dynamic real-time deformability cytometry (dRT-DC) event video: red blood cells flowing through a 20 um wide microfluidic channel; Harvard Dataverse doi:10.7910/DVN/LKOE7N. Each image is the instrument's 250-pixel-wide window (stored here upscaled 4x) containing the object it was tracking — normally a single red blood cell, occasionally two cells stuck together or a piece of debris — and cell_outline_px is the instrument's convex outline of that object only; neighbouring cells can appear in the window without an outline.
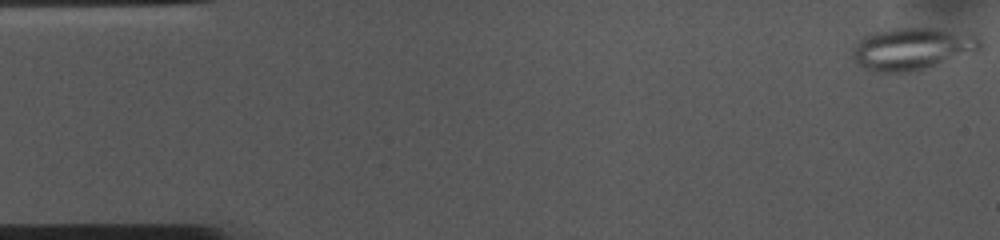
{"species": "common noctule bat (a hibernating species)", "species_latin": "Nyctalus noctula", "temperature_condition": "cold", "stored_images_in_passage": 53, "camera_frame_rate_fps": 3000, "um_per_image_px": 0.085, "animal": {"sex": "female", "body_mass_g": 10.0, "forearm_length_mm": 53.1}, "frame": {"image": 1, "passage_image": 1, "time_ms": 0.0, "image_size_px": [1000, 240], "cell_outline_px": [[984, 48], [980, 52], [932, 68], [916, 72], [872, 72], [864, 68], [852, 56], [852, 48], [864, 36], [872, 32], [888, 28], [940, 28], [980, 32], [984, 44]], "centroid_in_image_um": [77.75, 4.13], "position_along_channel_um": 7.3, "area_um2": 33.29}}
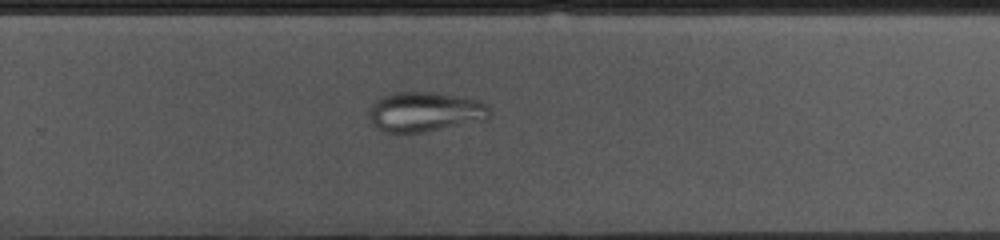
{"frame": {"image": 2, "passage_image": 34, "time_ms": 11.0, "image_size_px": [1000, 240], "cell_outline_px": [[492, 112], [488, 120], [424, 132], [388, 132], [380, 128], [368, 116], [368, 112], [372, 104], [380, 96], [392, 92], [432, 92], [480, 100], [488, 104]], "centroid_in_image_um": [36.19, 9.49], "position_along_channel_um": 293.6, "area_um2": 28.09}}
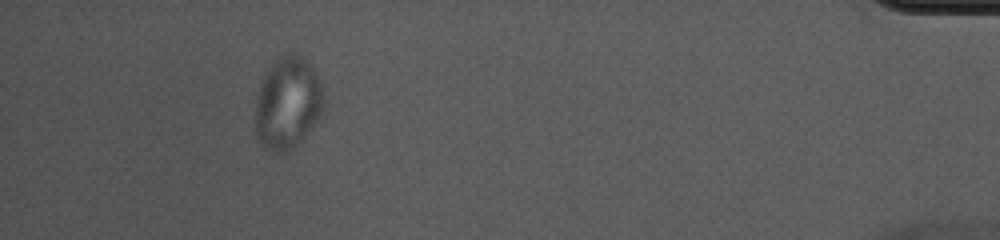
{"frame": {"image": 3, "passage_image": 49, "time_ms": 16.0, "image_size_px": [1000, 240], "cell_outline_px": [[324, 104], [320, 116], [300, 140], [288, 152], [276, 152], [268, 148], [256, 140], [252, 120], [256, 96], [260, 84], [272, 64], [280, 56], [288, 52], [296, 52], [304, 56], [312, 64], [320, 80], [324, 100]], "centroid_in_image_um": [24.42, 8.73], "position_along_channel_um": 410.8, "area_um2": 37.34}}